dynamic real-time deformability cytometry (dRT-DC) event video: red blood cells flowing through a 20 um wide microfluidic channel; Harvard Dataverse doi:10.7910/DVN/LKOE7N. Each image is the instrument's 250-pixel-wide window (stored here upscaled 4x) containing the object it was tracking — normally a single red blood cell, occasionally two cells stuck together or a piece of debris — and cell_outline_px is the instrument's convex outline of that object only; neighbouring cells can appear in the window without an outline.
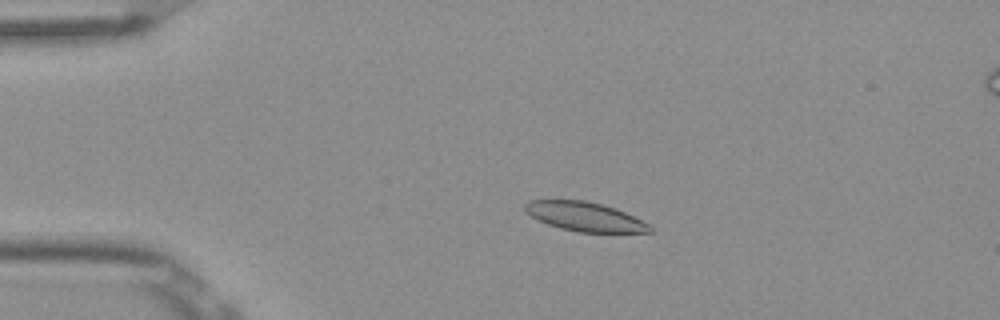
{"species": "Egyptian fruit bat (a non-hibernating species)", "species_latin": "Rousettus aegyptiacus", "temperature_condition": "room temperature", "stored_images_in_passage": 53, "camera_frame_rate_fps": 3000, "um_per_image_px": 0.085, "frame": {"image": 1, "passage_image": 12, "time_ms": 3.667, "image_size_px": [1000, 320], "cell_outline_px": [[652, 232], [580, 232], [560, 228], [548, 224], [532, 216], [524, 208], [524, 204], [528, 200], [584, 200], [616, 208], [648, 224], [652, 228]], "centroid_in_image_um": [49.69, 18.41], "position_along_channel_um": 35.3, "area_um2": 20.81}}
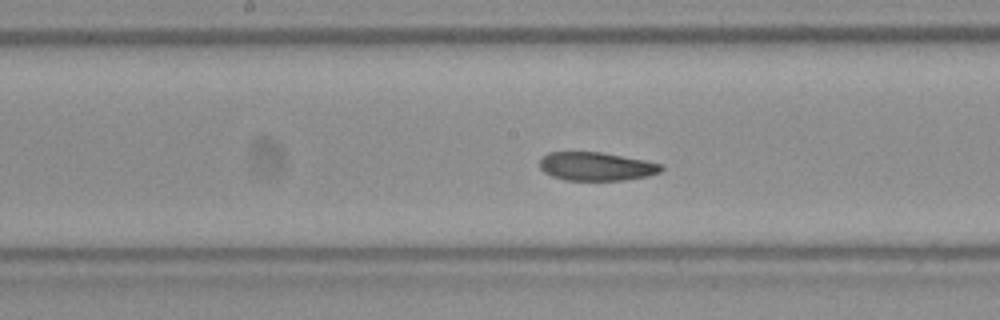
{"frame": {"image": 2, "passage_image": 28, "time_ms": 9.0, "image_size_px": [1000, 320], "cell_outline_px": [[664, 168], [660, 172], [648, 176], [624, 180], [564, 180], [552, 176], [544, 172], [540, 168], [540, 160], [548, 152], [600, 152], [644, 160], [664, 164]], "centroid_in_image_um": [50.7, 14.15], "position_along_channel_um": 197.5, "area_um2": 20.17}}
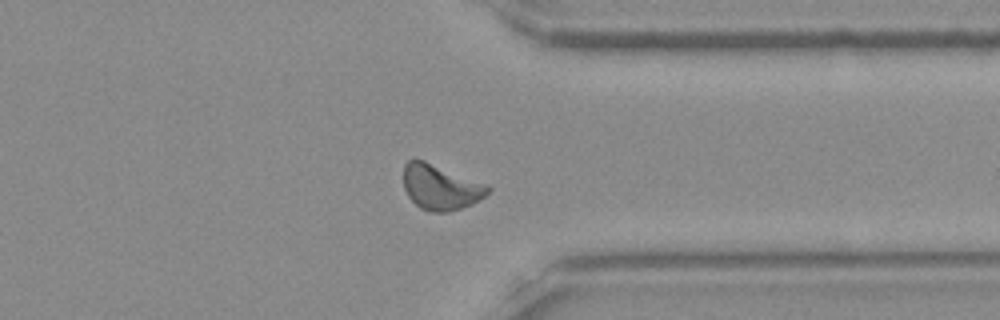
{"frame": {"image": 3, "passage_image": 42, "time_ms": 13.667, "image_size_px": [1000, 320], "cell_outline_px": [[492, 188], [484, 196], [472, 204], [448, 212], [428, 212], [420, 208], [408, 196], [404, 188], [404, 164], [408, 160], [424, 160], [488, 184]], "centroid_in_image_um": [37.45, 15.91], "position_along_channel_um": 373.9, "area_um2": 22.25}, "authors_computed_cell_mechanics": {"area_um2": 21.5016, "velocity_mm_per_s": 3.8359, "shape_relaxation_time_tau1_ms": 10.9236, "shape_relaxation_time_tau2_ms": 5.5468, "deformation_change_tau1": 0.1751, "deformation_change_tau2": 0.0917}}